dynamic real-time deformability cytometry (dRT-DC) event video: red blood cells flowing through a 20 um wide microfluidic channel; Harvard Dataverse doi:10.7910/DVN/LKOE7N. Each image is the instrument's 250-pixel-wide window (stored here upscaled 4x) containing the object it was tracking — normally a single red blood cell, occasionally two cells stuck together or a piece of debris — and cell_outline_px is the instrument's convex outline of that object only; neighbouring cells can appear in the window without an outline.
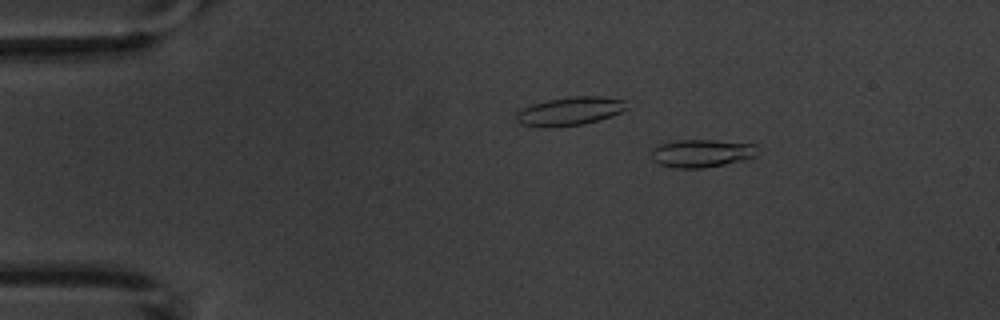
{"species": "common noctule bat (a hibernating species)", "species_latin": "Nyctalus noctula", "temperature_condition": "warm", "stored_images_in_passage": 7, "camera_frame_rate_fps": 3000, "um_per_image_px": 0.085, "animal": {"sex": "male", "body_mass_g": 20.1, "forearm_length_mm": 53.5}, "frame": {"image": 1, "passage_image": 4, "time_ms": 3.333, "image_size_px": [1000, 320], "cell_outline_px": [[756, 156], [724, 164], [704, 168], [676, 168], [660, 164], [652, 160], [652, 148], [660, 144], [680, 140], [712, 140], [756, 144]], "centroid_in_image_um": [59.61, 13.03], "position_along_channel_um": 25.4, "area_um2": 17.05}}